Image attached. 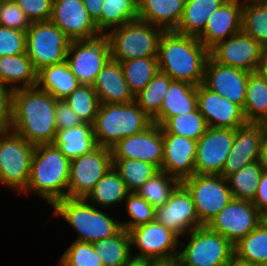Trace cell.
Wrapping results in <instances>:
<instances>
[{
    "instance_id": "16",
    "label": "cell",
    "mask_w": 267,
    "mask_h": 266,
    "mask_svg": "<svg viewBox=\"0 0 267 266\" xmlns=\"http://www.w3.org/2000/svg\"><path fill=\"white\" fill-rule=\"evenodd\" d=\"M234 142V129L208 127L197 140L195 174L220 175Z\"/></svg>"
},
{
    "instance_id": "35",
    "label": "cell",
    "mask_w": 267,
    "mask_h": 266,
    "mask_svg": "<svg viewBox=\"0 0 267 266\" xmlns=\"http://www.w3.org/2000/svg\"><path fill=\"white\" fill-rule=\"evenodd\" d=\"M234 257L241 262L254 265L267 261V222L265 220L234 245Z\"/></svg>"
},
{
    "instance_id": "57",
    "label": "cell",
    "mask_w": 267,
    "mask_h": 266,
    "mask_svg": "<svg viewBox=\"0 0 267 266\" xmlns=\"http://www.w3.org/2000/svg\"><path fill=\"white\" fill-rule=\"evenodd\" d=\"M124 266H145V260L132 258Z\"/></svg>"
},
{
    "instance_id": "60",
    "label": "cell",
    "mask_w": 267,
    "mask_h": 266,
    "mask_svg": "<svg viewBox=\"0 0 267 266\" xmlns=\"http://www.w3.org/2000/svg\"><path fill=\"white\" fill-rule=\"evenodd\" d=\"M258 266H267V261L259 264Z\"/></svg>"
},
{
    "instance_id": "8",
    "label": "cell",
    "mask_w": 267,
    "mask_h": 266,
    "mask_svg": "<svg viewBox=\"0 0 267 266\" xmlns=\"http://www.w3.org/2000/svg\"><path fill=\"white\" fill-rule=\"evenodd\" d=\"M163 32L161 28L141 20L112 29L107 34L111 58L122 62L136 58L157 57L158 43Z\"/></svg>"
},
{
    "instance_id": "38",
    "label": "cell",
    "mask_w": 267,
    "mask_h": 266,
    "mask_svg": "<svg viewBox=\"0 0 267 266\" xmlns=\"http://www.w3.org/2000/svg\"><path fill=\"white\" fill-rule=\"evenodd\" d=\"M130 91L136 96L159 72L157 57L136 58L120 62Z\"/></svg>"
},
{
    "instance_id": "36",
    "label": "cell",
    "mask_w": 267,
    "mask_h": 266,
    "mask_svg": "<svg viewBox=\"0 0 267 266\" xmlns=\"http://www.w3.org/2000/svg\"><path fill=\"white\" fill-rule=\"evenodd\" d=\"M242 110L246 122L260 123L267 117V81L257 71L249 74Z\"/></svg>"
},
{
    "instance_id": "20",
    "label": "cell",
    "mask_w": 267,
    "mask_h": 266,
    "mask_svg": "<svg viewBox=\"0 0 267 266\" xmlns=\"http://www.w3.org/2000/svg\"><path fill=\"white\" fill-rule=\"evenodd\" d=\"M249 74L247 71L222 65L209 56L205 65L203 85L243 109Z\"/></svg>"
},
{
    "instance_id": "21",
    "label": "cell",
    "mask_w": 267,
    "mask_h": 266,
    "mask_svg": "<svg viewBox=\"0 0 267 266\" xmlns=\"http://www.w3.org/2000/svg\"><path fill=\"white\" fill-rule=\"evenodd\" d=\"M197 107L208 127L235 130L246 123L239 105L212 92L203 84L197 86Z\"/></svg>"
},
{
    "instance_id": "6",
    "label": "cell",
    "mask_w": 267,
    "mask_h": 266,
    "mask_svg": "<svg viewBox=\"0 0 267 266\" xmlns=\"http://www.w3.org/2000/svg\"><path fill=\"white\" fill-rule=\"evenodd\" d=\"M178 258L181 266H228L234 258V245L202 226L180 238Z\"/></svg>"
},
{
    "instance_id": "42",
    "label": "cell",
    "mask_w": 267,
    "mask_h": 266,
    "mask_svg": "<svg viewBox=\"0 0 267 266\" xmlns=\"http://www.w3.org/2000/svg\"><path fill=\"white\" fill-rule=\"evenodd\" d=\"M162 134H175L198 140L208 129V124L198 108L190 113L168 118L161 126Z\"/></svg>"
},
{
    "instance_id": "46",
    "label": "cell",
    "mask_w": 267,
    "mask_h": 266,
    "mask_svg": "<svg viewBox=\"0 0 267 266\" xmlns=\"http://www.w3.org/2000/svg\"><path fill=\"white\" fill-rule=\"evenodd\" d=\"M58 266H103L93 244L74 240L58 260Z\"/></svg>"
},
{
    "instance_id": "5",
    "label": "cell",
    "mask_w": 267,
    "mask_h": 266,
    "mask_svg": "<svg viewBox=\"0 0 267 266\" xmlns=\"http://www.w3.org/2000/svg\"><path fill=\"white\" fill-rule=\"evenodd\" d=\"M152 119L136 104H101L92 124L98 146L111 148L124 137L144 131Z\"/></svg>"
},
{
    "instance_id": "29",
    "label": "cell",
    "mask_w": 267,
    "mask_h": 266,
    "mask_svg": "<svg viewBox=\"0 0 267 266\" xmlns=\"http://www.w3.org/2000/svg\"><path fill=\"white\" fill-rule=\"evenodd\" d=\"M129 194L125 182L112 167L95 184L85 200L97 208L109 210L118 205L121 207Z\"/></svg>"
},
{
    "instance_id": "15",
    "label": "cell",
    "mask_w": 267,
    "mask_h": 266,
    "mask_svg": "<svg viewBox=\"0 0 267 266\" xmlns=\"http://www.w3.org/2000/svg\"><path fill=\"white\" fill-rule=\"evenodd\" d=\"M155 220L179 238L203 226L199 221L192 196L182 183L176 187L164 205L155 209Z\"/></svg>"
},
{
    "instance_id": "4",
    "label": "cell",
    "mask_w": 267,
    "mask_h": 266,
    "mask_svg": "<svg viewBox=\"0 0 267 266\" xmlns=\"http://www.w3.org/2000/svg\"><path fill=\"white\" fill-rule=\"evenodd\" d=\"M51 208L54 218L64 219L63 222L77 233L74 239L76 241L93 243L115 235L122 228L120 219L85 199L66 197L57 201Z\"/></svg>"
},
{
    "instance_id": "32",
    "label": "cell",
    "mask_w": 267,
    "mask_h": 266,
    "mask_svg": "<svg viewBox=\"0 0 267 266\" xmlns=\"http://www.w3.org/2000/svg\"><path fill=\"white\" fill-rule=\"evenodd\" d=\"M138 20V0H103L100 18L95 22L100 34Z\"/></svg>"
},
{
    "instance_id": "41",
    "label": "cell",
    "mask_w": 267,
    "mask_h": 266,
    "mask_svg": "<svg viewBox=\"0 0 267 266\" xmlns=\"http://www.w3.org/2000/svg\"><path fill=\"white\" fill-rule=\"evenodd\" d=\"M180 183L175 177L159 170L136 191V194L156 209L168 201Z\"/></svg>"
},
{
    "instance_id": "10",
    "label": "cell",
    "mask_w": 267,
    "mask_h": 266,
    "mask_svg": "<svg viewBox=\"0 0 267 266\" xmlns=\"http://www.w3.org/2000/svg\"><path fill=\"white\" fill-rule=\"evenodd\" d=\"M181 183L191 194L203 226L233 199L228 180L221 175L194 174Z\"/></svg>"
},
{
    "instance_id": "33",
    "label": "cell",
    "mask_w": 267,
    "mask_h": 266,
    "mask_svg": "<svg viewBox=\"0 0 267 266\" xmlns=\"http://www.w3.org/2000/svg\"><path fill=\"white\" fill-rule=\"evenodd\" d=\"M226 0H186L184 12L175 32L198 36L206 26L208 17Z\"/></svg>"
},
{
    "instance_id": "47",
    "label": "cell",
    "mask_w": 267,
    "mask_h": 266,
    "mask_svg": "<svg viewBox=\"0 0 267 266\" xmlns=\"http://www.w3.org/2000/svg\"><path fill=\"white\" fill-rule=\"evenodd\" d=\"M26 53V31L0 25V57Z\"/></svg>"
},
{
    "instance_id": "3",
    "label": "cell",
    "mask_w": 267,
    "mask_h": 266,
    "mask_svg": "<svg viewBox=\"0 0 267 266\" xmlns=\"http://www.w3.org/2000/svg\"><path fill=\"white\" fill-rule=\"evenodd\" d=\"M70 163L54 144L35 146L27 187L20 196L35 194L51 207L66 198Z\"/></svg>"
},
{
    "instance_id": "39",
    "label": "cell",
    "mask_w": 267,
    "mask_h": 266,
    "mask_svg": "<svg viewBox=\"0 0 267 266\" xmlns=\"http://www.w3.org/2000/svg\"><path fill=\"white\" fill-rule=\"evenodd\" d=\"M173 79L159 71L146 87L135 96L136 104L153 119L159 112Z\"/></svg>"
},
{
    "instance_id": "43",
    "label": "cell",
    "mask_w": 267,
    "mask_h": 266,
    "mask_svg": "<svg viewBox=\"0 0 267 266\" xmlns=\"http://www.w3.org/2000/svg\"><path fill=\"white\" fill-rule=\"evenodd\" d=\"M262 173L263 168L258 161H255L230 175L227 180L233 198L252 202L256 195Z\"/></svg>"
},
{
    "instance_id": "13",
    "label": "cell",
    "mask_w": 267,
    "mask_h": 266,
    "mask_svg": "<svg viewBox=\"0 0 267 266\" xmlns=\"http://www.w3.org/2000/svg\"><path fill=\"white\" fill-rule=\"evenodd\" d=\"M128 232L134 259H167L178 256L180 238L156 220L134 227Z\"/></svg>"
},
{
    "instance_id": "59",
    "label": "cell",
    "mask_w": 267,
    "mask_h": 266,
    "mask_svg": "<svg viewBox=\"0 0 267 266\" xmlns=\"http://www.w3.org/2000/svg\"><path fill=\"white\" fill-rule=\"evenodd\" d=\"M263 129V137L267 140V117L260 122Z\"/></svg>"
},
{
    "instance_id": "50",
    "label": "cell",
    "mask_w": 267,
    "mask_h": 266,
    "mask_svg": "<svg viewBox=\"0 0 267 266\" xmlns=\"http://www.w3.org/2000/svg\"><path fill=\"white\" fill-rule=\"evenodd\" d=\"M14 89L0 83V132L11 129Z\"/></svg>"
},
{
    "instance_id": "34",
    "label": "cell",
    "mask_w": 267,
    "mask_h": 266,
    "mask_svg": "<svg viewBox=\"0 0 267 266\" xmlns=\"http://www.w3.org/2000/svg\"><path fill=\"white\" fill-rule=\"evenodd\" d=\"M92 244L103 266H124L133 258L130 235L123 227L115 235Z\"/></svg>"
},
{
    "instance_id": "52",
    "label": "cell",
    "mask_w": 267,
    "mask_h": 266,
    "mask_svg": "<svg viewBox=\"0 0 267 266\" xmlns=\"http://www.w3.org/2000/svg\"><path fill=\"white\" fill-rule=\"evenodd\" d=\"M252 203L263 217L267 216V171L263 170L261 174L258 189Z\"/></svg>"
},
{
    "instance_id": "55",
    "label": "cell",
    "mask_w": 267,
    "mask_h": 266,
    "mask_svg": "<svg viewBox=\"0 0 267 266\" xmlns=\"http://www.w3.org/2000/svg\"><path fill=\"white\" fill-rule=\"evenodd\" d=\"M257 72L260 73L267 81V45L264 46L262 49L260 63Z\"/></svg>"
},
{
    "instance_id": "18",
    "label": "cell",
    "mask_w": 267,
    "mask_h": 266,
    "mask_svg": "<svg viewBox=\"0 0 267 266\" xmlns=\"http://www.w3.org/2000/svg\"><path fill=\"white\" fill-rule=\"evenodd\" d=\"M263 47L242 30L210 50V56L218 63L247 72L257 71Z\"/></svg>"
},
{
    "instance_id": "56",
    "label": "cell",
    "mask_w": 267,
    "mask_h": 266,
    "mask_svg": "<svg viewBox=\"0 0 267 266\" xmlns=\"http://www.w3.org/2000/svg\"><path fill=\"white\" fill-rule=\"evenodd\" d=\"M258 162L264 171H267V140L263 138L259 153Z\"/></svg>"
},
{
    "instance_id": "31",
    "label": "cell",
    "mask_w": 267,
    "mask_h": 266,
    "mask_svg": "<svg viewBox=\"0 0 267 266\" xmlns=\"http://www.w3.org/2000/svg\"><path fill=\"white\" fill-rule=\"evenodd\" d=\"M79 85L66 61L43 67L37 73V87L56 99H65Z\"/></svg>"
},
{
    "instance_id": "40",
    "label": "cell",
    "mask_w": 267,
    "mask_h": 266,
    "mask_svg": "<svg viewBox=\"0 0 267 266\" xmlns=\"http://www.w3.org/2000/svg\"><path fill=\"white\" fill-rule=\"evenodd\" d=\"M112 162L113 168L121 176L130 193H136L159 171L155 165L136 159H112Z\"/></svg>"
},
{
    "instance_id": "48",
    "label": "cell",
    "mask_w": 267,
    "mask_h": 266,
    "mask_svg": "<svg viewBox=\"0 0 267 266\" xmlns=\"http://www.w3.org/2000/svg\"><path fill=\"white\" fill-rule=\"evenodd\" d=\"M0 25L20 31H27L31 22L14 0L0 1Z\"/></svg>"
},
{
    "instance_id": "19",
    "label": "cell",
    "mask_w": 267,
    "mask_h": 266,
    "mask_svg": "<svg viewBox=\"0 0 267 266\" xmlns=\"http://www.w3.org/2000/svg\"><path fill=\"white\" fill-rule=\"evenodd\" d=\"M50 21L71 41L93 39L101 35L82 0H53Z\"/></svg>"
},
{
    "instance_id": "27",
    "label": "cell",
    "mask_w": 267,
    "mask_h": 266,
    "mask_svg": "<svg viewBox=\"0 0 267 266\" xmlns=\"http://www.w3.org/2000/svg\"><path fill=\"white\" fill-rule=\"evenodd\" d=\"M197 108V86L173 80L165 94L160 112L152 122L161 126L168 118L193 112Z\"/></svg>"
},
{
    "instance_id": "58",
    "label": "cell",
    "mask_w": 267,
    "mask_h": 266,
    "mask_svg": "<svg viewBox=\"0 0 267 266\" xmlns=\"http://www.w3.org/2000/svg\"><path fill=\"white\" fill-rule=\"evenodd\" d=\"M228 266H258L250 263H244L239 260H237L235 257L231 260Z\"/></svg>"
},
{
    "instance_id": "11",
    "label": "cell",
    "mask_w": 267,
    "mask_h": 266,
    "mask_svg": "<svg viewBox=\"0 0 267 266\" xmlns=\"http://www.w3.org/2000/svg\"><path fill=\"white\" fill-rule=\"evenodd\" d=\"M111 58L109 37L71 41L66 62L80 85H93L97 74Z\"/></svg>"
},
{
    "instance_id": "44",
    "label": "cell",
    "mask_w": 267,
    "mask_h": 266,
    "mask_svg": "<svg viewBox=\"0 0 267 266\" xmlns=\"http://www.w3.org/2000/svg\"><path fill=\"white\" fill-rule=\"evenodd\" d=\"M64 100L83 122L93 124L100 102L92 85H79Z\"/></svg>"
},
{
    "instance_id": "23",
    "label": "cell",
    "mask_w": 267,
    "mask_h": 266,
    "mask_svg": "<svg viewBox=\"0 0 267 266\" xmlns=\"http://www.w3.org/2000/svg\"><path fill=\"white\" fill-rule=\"evenodd\" d=\"M243 0H226L207 20L198 40L210 51L219 42L242 30Z\"/></svg>"
},
{
    "instance_id": "53",
    "label": "cell",
    "mask_w": 267,
    "mask_h": 266,
    "mask_svg": "<svg viewBox=\"0 0 267 266\" xmlns=\"http://www.w3.org/2000/svg\"><path fill=\"white\" fill-rule=\"evenodd\" d=\"M82 1L90 17L94 22H96L101 16L103 0H82Z\"/></svg>"
},
{
    "instance_id": "17",
    "label": "cell",
    "mask_w": 267,
    "mask_h": 266,
    "mask_svg": "<svg viewBox=\"0 0 267 266\" xmlns=\"http://www.w3.org/2000/svg\"><path fill=\"white\" fill-rule=\"evenodd\" d=\"M112 159H136L155 165L161 170L163 134L160 125L152 123L144 131L124 137L111 148Z\"/></svg>"
},
{
    "instance_id": "9",
    "label": "cell",
    "mask_w": 267,
    "mask_h": 266,
    "mask_svg": "<svg viewBox=\"0 0 267 266\" xmlns=\"http://www.w3.org/2000/svg\"><path fill=\"white\" fill-rule=\"evenodd\" d=\"M70 42L50 20L32 22L26 31V54L38 72L43 67L65 62Z\"/></svg>"
},
{
    "instance_id": "54",
    "label": "cell",
    "mask_w": 267,
    "mask_h": 266,
    "mask_svg": "<svg viewBox=\"0 0 267 266\" xmlns=\"http://www.w3.org/2000/svg\"><path fill=\"white\" fill-rule=\"evenodd\" d=\"M145 266H181L178 256L167 259H145Z\"/></svg>"
},
{
    "instance_id": "28",
    "label": "cell",
    "mask_w": 267,
    "mask_h": 266,
    "mask_svg": "<svg viewBox=\"0 0 267 266\" xmlns=\"http://www.w3.org/2000/svg\"><path fill=\"white\" fill-rule=\"evenodd\" d=\"M37 73L26 53L0 57V83L14 90L36 87Z\"/></svg>"
},
{
    "instance_id": "25",
    "label": "cell",
    "mask_w": 267,
    "mask_h": 266,
    "mask_svg": "<svg viewBox=\"0 0 267 266\" xmlns=\"http://www.w3.org/2000/svg\"><path fill=\"white\" fill-rule=\"evenodd\" d=\"M92 86L101 104H126L135 101V96L130 91L125 79L121 63L112 58L97 74Z\"/></svg>"
},
{
    "instance_id": "49",
    "label": "cell",
    "mask_w": 267,
    "mask_h": 266,
    "mask_svg": "<svg viewBox=\"0 0 267 266\" xmlns=\"http://www.w3.org/2000/svg\"><path fill=\"white\" fill-rule=\"evenodd\" d=\"M30 22L49 21L53 0H14Z\"/></svg>"
},
{
    "instance_id": "30",
    "label": "cell",
    "mask_w": 267,
    "mask_h": 266,
    "mask_svg": "<svg viewBox=\"0 0 267 266\" xmlns=\"http://www.w3.org/2000/svg\"><path fill=\"white\" fill-rule=\"evenodd\" d=\"M53 144L69 160L90 153L98 147L92 124L85 122L68 129L57 130Z\"/></svg>"
},
{
    "instance_id": "12",
    "label": "cell",
    "mask_w": 267,
    "mask_h": 266,
    "mask_svg": "<svg viewBox=\"0 0 267 266\" xmlns=\"http://www.w3.org/2000/svg\"><path fill=\"white\" fill-rule=\"evenodd\" d=\"M113 167L111 149L98 146L71 160L67 197L85 199L95 184Z\"/></svg>"
},
{
    "instance_id": "37",
    "label": "cell",
    "mask_w": 267,
    "mask_h": 266,
    "mask_svg": "<svg viewBox=\"0 0 267 266\" xmlns=\"http://www.w3.org/2000/svg\"><path fill=\"white\" fill-rule=\"evenodd\" d=\"M242 31L267 45V0H243Z\"/></svg>"
},
{
    "instance_id": "22",
    "label": "cell",
    "mask_w": 267,
    "mask_h": 266,
    "mask_svg": "<svg viewBox=\"0 0 267 266\" xmlns=\"http://www.w3.org/2000/svg\"><path fill=\"white\" fill-rule=\"evenodd\" d=\"M263 138L260 123L246 122L236 128L233 146L220 175L227 179L246 165L258 161Z\"/></svg>"
},
{
    "instance_id": "45",
    "label": "cell",
    "mask_w": 267,
    "mask_h": 266,
    "mask_svg": "<svg viewBox=\"0 0 267 266\" xmlns=\"http://www.w3.org/2000/svg\"><path fill=\"white\" fill-rule=\"evenodd\" d=\"M121 207L125 208L123 210L127 217L124 221H120L122 227L127 231L155 220V208L136 193H130Z\"/></svg>"
},
{
    "instance_id": "24",
    "label": "cell",
    "mask_w": 267,
    "mask_h": 266,
    "mask_svg": "<svg viewBox=\"0 0 267 266\" xmlns=\"http://www.w3.org/2000/svg\"><path fill=\"white\" fill-rule=\"evenodd\" d=\"M197 141L175 134H163L161 170L180 182L195 174Z\"/></svg>"
},
{
    "instance_id": "14",
    "label": "cell",
    "mask_w": 267,
    "mask_h": 266,
    "mask_svg": "<svg viewBox=\"0 0 267 266\" xmlns=\"http://www.w3.org/2000/svg\"><path fill=\"white\" fill-rule=\"evenodd\" d=\"M263 220L251 201L233 198L206 226L235 245Z\"/></svg>"
},
{
    "instance_id": "51",
    "label": "cell",
    "mask_w": 267,
    "mask_h": 266,
    "mask_svg": "<svg viewBox=\"0 0 267 266\" xmlns=\"http://www.w3.org/2000/svg\"><path fill=\"white\" fill-rule=\"evenodd\" d=\"M55 114L57 130L68 129L84 123L64 99H57Z\"/></svg>"
},
{
    "instance_id": "7",
    "label": "cell",
    "mask_w": 267,
    "mask_h": 266,
    "mask_svg": "<svg viewBox=\"0 0 267 266\" xmlns=\"http://www.w3.org/2000/svg\"><path fill=\"white\" fill-rule=\"evenodd\" d=\"M35 146L11 129L0 132V185L20 194L26 189Z\"/></svg>"
},
{
    "instance_id": "1",
    "label": "cell",
    "mask_w": 267,
    "mask_h": 266,
    "mask_svg": "<svg viewBox=\"0 0 267 266\" xmlns=\"http://www.w3.org/2000/svg\"><path fill=\"white\" fill-rule=\"evenodd\" d=\"M56 101L37 86L15 89L11 130L34 146L53 144L57 133Z\"/></svg>"
},
{
    "instance_id": "2",
    "label": "cell",
    "mask_w": 267,
    "mask_h": 266,
    "mask_svg": "<svg viewBox=\"0 0 267 266\" xmlns=\"http://www.w3.org/2000/svg\"><path fill=\"white\" fill-rule=\"evenodd\" d=\"M210 51L196 36L164 31L159 39L157 62L159 71L171 79L194 86L203 84L205 65Z\"/></svg>"
},
{
    "instance_id": "26",
    "label": "cell",
    "mask_w": 267,
    "mask_h": 266,
    "mask_svg": "<svg viewBox=\"0 0 267 266\" xmlns=\"http://www.w3.org/2000/svg\"><path fill=\"white\" fill-rule=\"evenodd\" d=\"M186 0H138V20L163 31H175L181 21Z\"/></svg>"
}]
</instances>
